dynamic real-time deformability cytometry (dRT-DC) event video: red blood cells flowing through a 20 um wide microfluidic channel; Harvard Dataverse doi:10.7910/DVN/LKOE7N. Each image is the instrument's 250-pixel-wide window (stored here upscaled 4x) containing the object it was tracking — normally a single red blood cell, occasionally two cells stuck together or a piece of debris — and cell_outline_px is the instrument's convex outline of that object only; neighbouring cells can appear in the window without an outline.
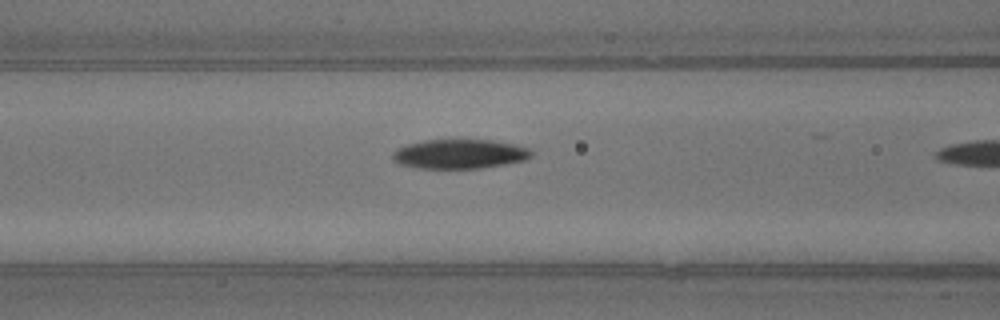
{"species": "common noctule bat (a hibernating species)", "species_latin": "Nyctalus noctula", "temperature_condition": "warm", "stored_images_in_passage": 5, "camera_frame_rate_fps": 3000, "um_per_image_px": 0.085, "animal": {"sex": "male", "body_mass_g": 13.3}, "frame": {"image": 1, "passage_image": 4, "time_ms": 1.0, "image_size_px": [1000, 320], "cell_outline_px": [[532, 156], [524, 160], [504, 164], [480, 168], [416, 168], [400, 164], [392, 160], [392, 152], [396, 148], [408, 144], [424, 140], [492, 140], [516, 144], [528, 148], [532, 152]], "centroid_in_image_um": [39.04, 13.08], "position_along_channel_um": 127.6, "area_um2": 23.76}}